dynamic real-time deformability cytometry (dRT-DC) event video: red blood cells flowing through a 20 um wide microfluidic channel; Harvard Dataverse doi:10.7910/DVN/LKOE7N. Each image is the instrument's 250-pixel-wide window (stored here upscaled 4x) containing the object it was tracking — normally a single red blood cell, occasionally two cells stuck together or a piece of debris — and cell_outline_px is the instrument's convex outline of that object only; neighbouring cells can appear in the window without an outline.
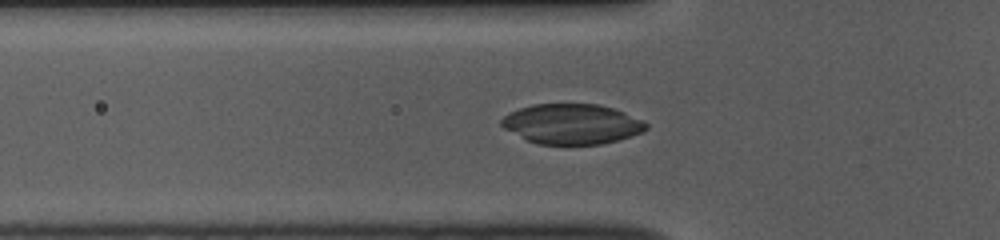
{"species": "common noctule bat (a hibernating species)", "species_latin": "Nyctalus noctula", "temperature_condition": "room temperature", "stored_images_in_passage": 38, "camera_frame_rate_fps": 3000, "um_per_image_px": 0.085, "animal": {"sex": "female", "body_mass_g": 10.0, "forearm_length_mm": 53.1}, "frame": {"image": 1, "passage_image": 3, "time_ms": 0.667, "image_size_px": [1000, 240], "cell_outline_px": [[648, 128], [644, 132], [632, 136], [600, 144], [540, 144], [524, 140], [504, 128], [500, 124], [500, 120], [504, 116], [520, 108], [532, 104], [596, 104], [612, 108], [624, 112], [644, 120], [648, 124]], "centroid_in_image_um": [48.62, 10.54], "position_along_channel_um": 77.2, "area_um2": 33.87}}
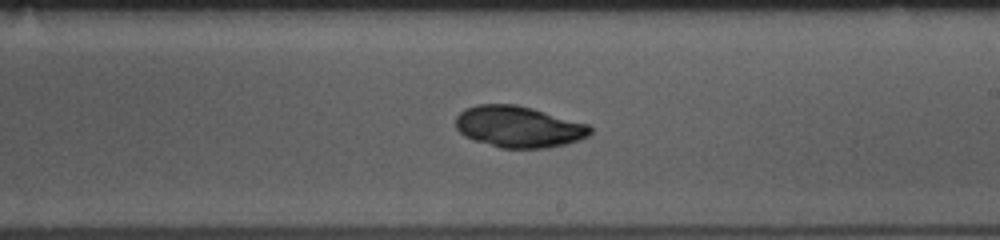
{"frame": {"image": 2, "passage_image": 16, "time_ms": 5.0, "image_size_px": [1000, 240], "cell_outline_px": [[592, 132], [588, 136], [580, 140], [548, 148], [500, 148], [472, 140], [464, 136], [456, 128], [456, 116], [464, 108], [476, 104], [516, 104], [532, 108], [588, 124], [592, 128]], "centroid_in_image_um": [44.06, 10.77], "position_along_channel_um": 244.9, "area_um2": 32.66}}
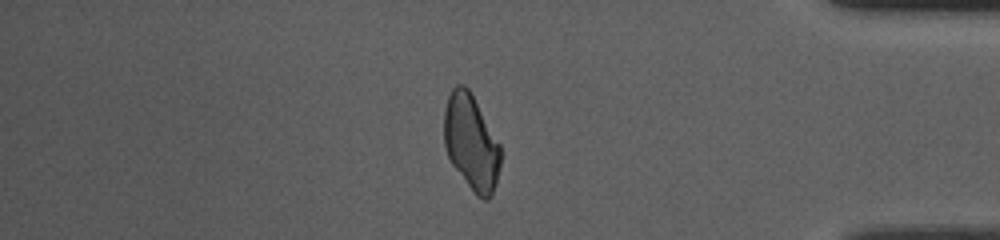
{"frame": {"image": 3, "passage_image": 30, "time_ms": 9.667, "image_size_px": [1000, 240], "cell_outline_px": [[500, 164], [496, 184], [492, 196], [488, 200], [484, 200], [476, 196], [472, 192], [452, 164], [448, 156], [444, 144], [444, 108], [448, 96], [452, 88], [456, 84], [464, 84], [472, 92], [500, 144]], "centroid_in_image_um": [40.05, 12.09], "position_along_channel_um": 395.2, "area_um2": 31.85}}